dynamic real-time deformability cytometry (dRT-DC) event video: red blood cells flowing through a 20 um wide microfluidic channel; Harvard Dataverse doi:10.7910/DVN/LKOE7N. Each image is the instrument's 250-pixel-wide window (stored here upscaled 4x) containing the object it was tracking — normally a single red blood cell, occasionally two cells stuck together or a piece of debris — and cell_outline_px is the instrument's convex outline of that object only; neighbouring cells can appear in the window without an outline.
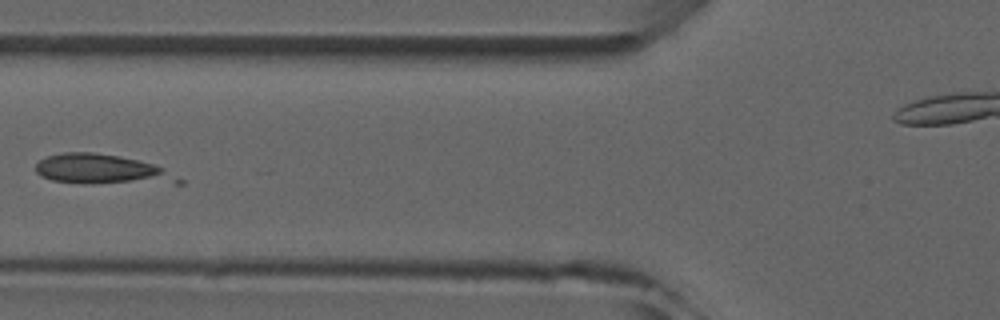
{"species": "common noctule bat (a hibernating species)", "species_latin": "Nyctalus noctula", "temperature_condition": "room temperature", "stored_images_in_passage": 7, "segment_of_instrument_passage": [1, 2], "camera_frame_rate_fps": 3000, "um_per_image_px": 0.085, "animal": {"sex": "male", "forearm_length_mm": 52.5}, "frame": {"image": 1, "passage_image": 6, "time_ms": 5.667, "image_size_px": [1000, 320], "cell_outline_px": [[184, 184], [176, 184], [52, 180], [40, 176], [36, 172], [36, 164], [40, 160], [48, 156], [64, 152], [92, 152], [120, 156], [152, 164], [164, 168], [184, 180]], "centroid_in_image_um": [8.73, 14.38], "position_along_channel_um": 117.1, "area_um2": 24.1}}